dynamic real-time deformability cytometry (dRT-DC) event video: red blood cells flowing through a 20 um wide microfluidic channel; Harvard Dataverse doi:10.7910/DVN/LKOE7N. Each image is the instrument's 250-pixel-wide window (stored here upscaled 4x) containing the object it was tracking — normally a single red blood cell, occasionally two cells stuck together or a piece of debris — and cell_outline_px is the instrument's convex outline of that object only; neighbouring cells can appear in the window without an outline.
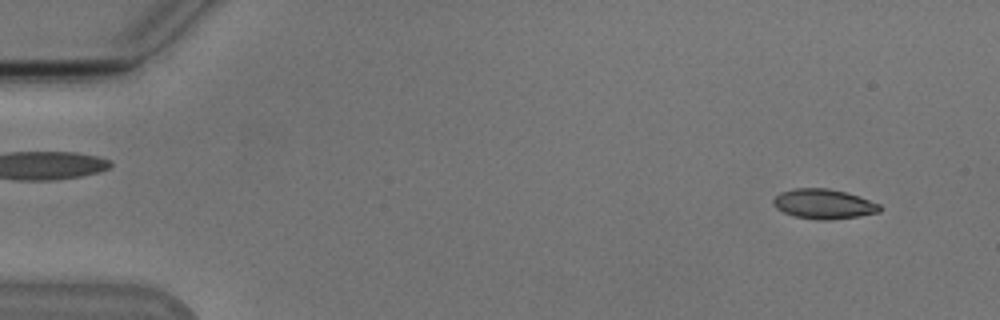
{"species": "Egyptian fruit bat (a non-hibernating species)", "species_latin": "Rousettus aegyptiacus", "temperature_condition": "cold", "stored_images_in_passage": 53, "camera_frame_rate_fps": 3000, "um_per_image_px": 0.085, "animal": {"sex": "male"}, "frame": {"image": 1, "passage_image": 4, "time_ms": 1.0, "image_size_px": [1000, 320], "cell_outline_px": [[884, 208], [880, 212], [860, 216], [828, 220], [816, 220], [792, 216], [776, 208], [772, 204], [772, 200], [780, 192], [792, 188], [828, 188], [848, 192], [880, 204]], "centroid_in_image_um": [70.02, 17.34], "position_along_channel_um": 15.0, "area_um2": 18.84}}
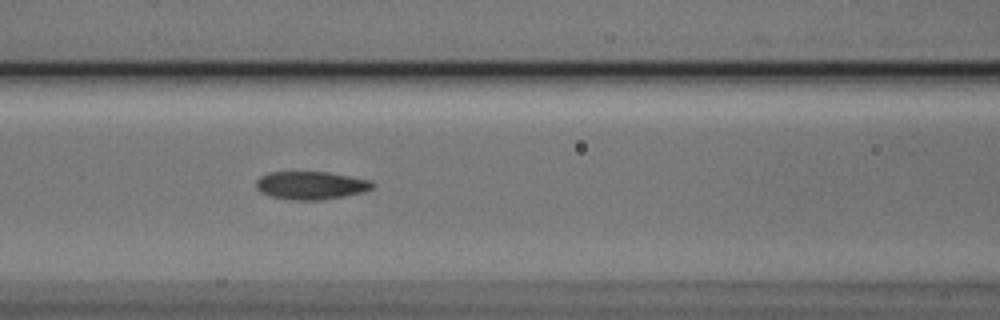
{"frame": {"image": 2, "passage_image": 23, "time_ms": 7.333, "image_size_px": [1000, 320], "cell_outline_px": [[376, 184], [372, 188], [364, 192], [344, 196], [320, 200], [292, 200], [268, 196], [260, 192], [256, 188], [256, 180], [260, 176], [268, 172], [328, 172], [372, 180]], "centroid_in_image_um": [26.42, 15.76], "position_along_channel_um": 140.2, "area_um2": 19.25}}
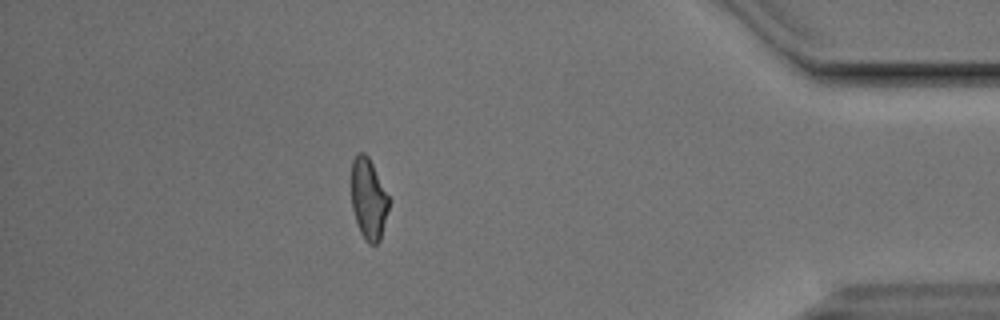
{"frame": {"image": 3, "passage_image": 47, "time_ms": 15.333, "image_size_px": [1000, 320], "cell_outline_px": [[388, 208], [380, 240], [376, 244], [368, 244], [364, 240], [360, 232], [352, 208], [352, 160], [360, 152], [364, 152], [368, 156], [388, 196]], "centroid_in_image_um": [31.31, 16.93], "position_along_channel_um": 403.9, "area_um2": 17.28}, "authors_computed_cell_mechanics": {"area_um2": 18.785, "velocity_mm_per_s": 3.8362, "shape_relaxation_time_tau1_ms": 7.8068, "shape_relaxation_time_tau2_ms": 3.2171, "deformation_change_tau1": 0.1863, "deformation_change_tau2": 0.0988}}